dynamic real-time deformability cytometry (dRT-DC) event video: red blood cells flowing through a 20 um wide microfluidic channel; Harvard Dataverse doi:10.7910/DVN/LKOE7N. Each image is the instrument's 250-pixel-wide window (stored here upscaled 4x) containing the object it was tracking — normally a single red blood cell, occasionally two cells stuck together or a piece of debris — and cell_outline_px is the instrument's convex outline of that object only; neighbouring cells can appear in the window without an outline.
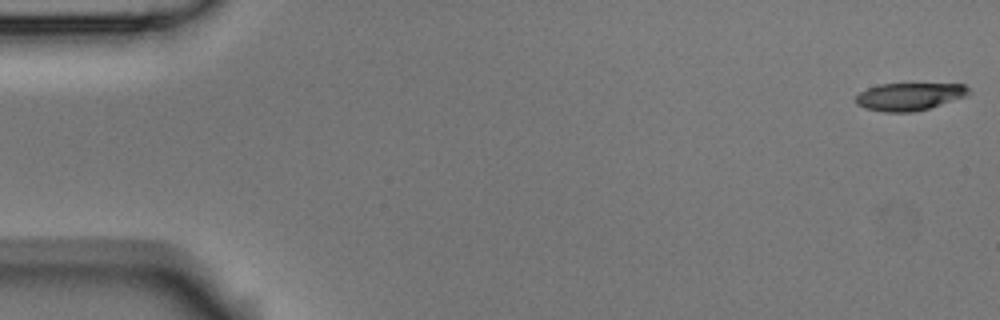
{"species": "Egyptian fruit bat (a non-hibernating species)", "species_latin": "Rousettus aegyptiacus", "temperature_condition": "room temperature", "stored_images_in_passage": 5, "camera_frame_rate_fps": 3000, "um_per_image_px": 0.085, "animal": {"sex": "male"}, "frame": {"image": 1, "passage_image": 1, "time_ms": 0.0, "image_size_px": [1000, 320], "cell_outline_px": [[972, 92], [964, 96], [928, 108], [912, 112], [884, 112], [864, 108], [856, 104], [856, 96], [860, 92], [868, 88], [880, 84], [964, 84]], "centroid_in_image_um": [77.26, 8.21], "position_along_channel_um": 7.7, "area_um2": 17.92}}
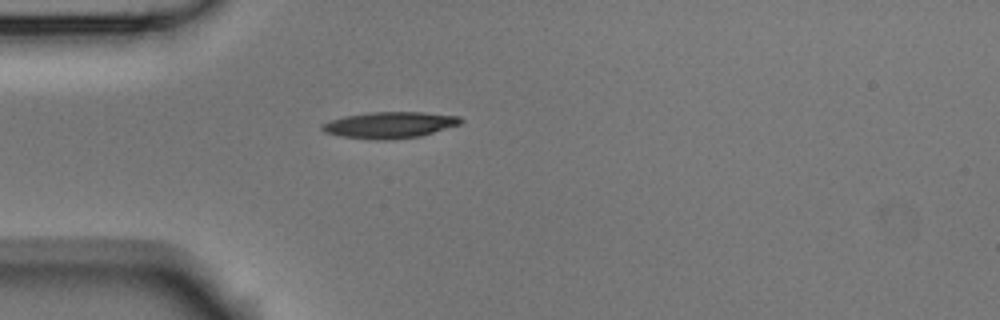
{"frame": {"image": 2, "passage_image": 5, "time_ms": 1.333, "image_size_px": [1000, 320], "cell_outline_px": [[464, 120], [460, 124], [420, 136], [384, 140], [376, 140], [340, 136], [324, 132], [320, 128], [320, 124], [344, 116], [368, 112], [424, 112], [460, 116]], "centroid_in_image_um": [33.11, 10.61], "position_along_channel_um": 51.9, "area_um2": 21.27}}